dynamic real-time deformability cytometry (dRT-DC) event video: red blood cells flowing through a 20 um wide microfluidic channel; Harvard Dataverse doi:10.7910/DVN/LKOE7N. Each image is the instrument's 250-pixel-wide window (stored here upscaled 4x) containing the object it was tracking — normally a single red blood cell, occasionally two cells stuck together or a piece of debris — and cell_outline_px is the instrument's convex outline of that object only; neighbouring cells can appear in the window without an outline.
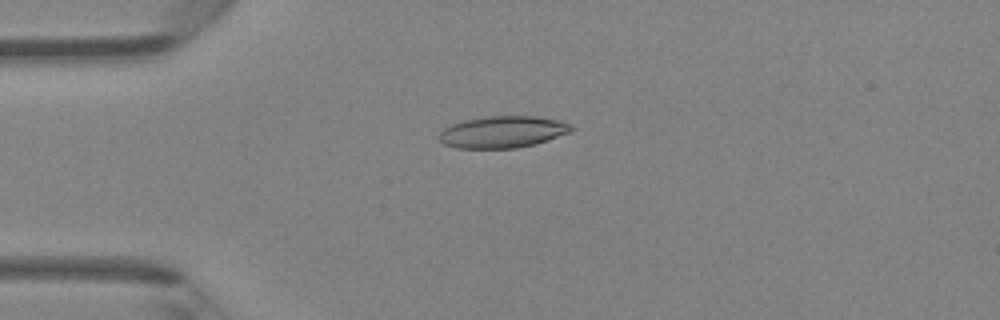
{"species": "Egyptian fruit bat (a non-hibernating species)", "species_latin": "Rousettus aegyptiacus", "temperature_condition": "room temperature", "stored_images_in_passage": 4, "camera_frame_rate_fps": 3000, "um_per_image_px": 0.085, "animal": {"sex": "female"}, "frame": {"image": 1, "passage_image": 3, "time_ms": 0.667, "image_size_px": [1000, 320], "cell_outline_px": [[572, 132], [536, 144], [516, 148], [456, 148], [444, 144], [440, 140], [440, 132], [444, 128], [452, 124], [464, 120], [488, 116], [536, 116], [564, 120], [572, 124]], "centroid_in_image_um": [42.79, 11.21], "position_along_channel_um": 42.2, "area_um2": 24.68}}